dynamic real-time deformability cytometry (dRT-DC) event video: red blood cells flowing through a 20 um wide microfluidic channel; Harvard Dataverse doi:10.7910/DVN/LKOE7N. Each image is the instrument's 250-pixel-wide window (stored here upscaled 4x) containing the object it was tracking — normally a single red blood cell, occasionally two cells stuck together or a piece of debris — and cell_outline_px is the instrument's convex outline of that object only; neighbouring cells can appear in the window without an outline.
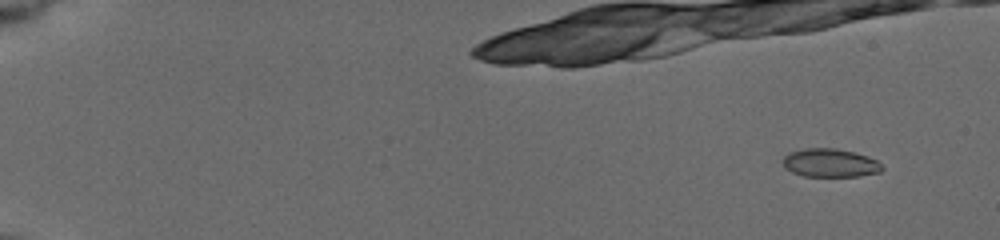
{"species": "common noctule bat (a hibernating species)", "species_latin": "Nyctalus noctula", "temperature_condition": "cold", "stored_images_in_passage": 10, "camera_frame_rate_fps": 3000, "um_per_image_px": 0.085, "animal": {"sex": "female", "body_mass_g": 19.5, "forearm_length_mm": 54.1}, "frame": {"image": 1, "passage_image": 1, "time_ms": 0.0, "image_size_px": [1000, 240], "cell_outline_px": [[884, 168], [880, 172], [860, 176], [804, 176], [792, 172], [784, 168], [784, 156], [788, 152], [804, 148], [836, 148], [868, 156], [876, 160]], "centroid_in_image_um": [70.55, 13.84], "position_along_channel_um": 14.5, "area_um2": 16.42}}
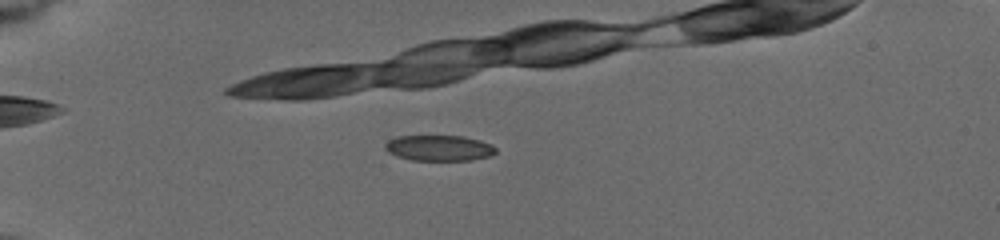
{"frame": {"image": 2, "passage_image": 6, "time_ms": 4.333, "image_size_px": [1000, 240], "cell_outline_px": [[496, 152], [488, 156], [472, 160], [412, 160], [396, 156], [388, 152], [384, 148], [384, 144], [388, 140], [396, 136], [464, 136], [480, 140], [492, 144], [496, 148]], "centroid_in_image_um": [37.3, 12.57], "position_along_channel_um": 47.7, "area_um2": 16.65}}